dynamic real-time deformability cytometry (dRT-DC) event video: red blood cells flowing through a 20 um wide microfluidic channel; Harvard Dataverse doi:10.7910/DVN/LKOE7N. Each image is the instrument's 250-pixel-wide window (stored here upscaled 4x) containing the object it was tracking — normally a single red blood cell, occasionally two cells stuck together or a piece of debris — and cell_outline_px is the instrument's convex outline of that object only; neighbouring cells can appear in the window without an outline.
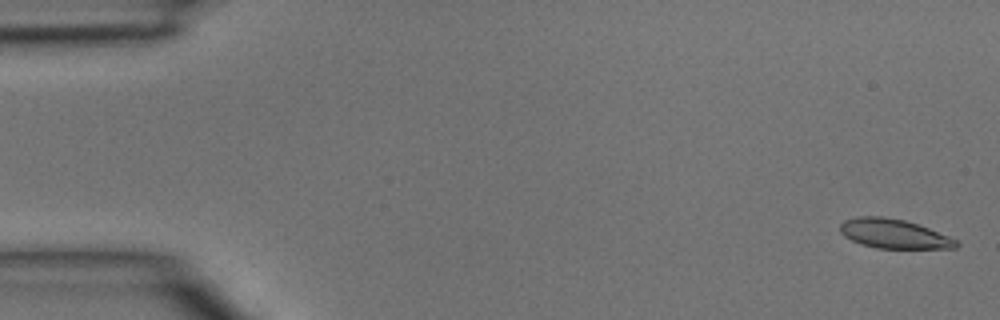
{"species": "common noctule bat (a hibernating species)", "species_latin": "Nyctalus noctula", "temperature_condition": "room temperature", "stored_images_in_passage": 4, "camera_frame_rate_fps": 3000, "um_per_image_px": 0.085, "animal": {"sex": "male", "body_mass_g": 15.6}, "frame": {"image": 1, "passage_image": 1, "time_ms": 0.0, "image_size_px": [1000, 320], "cell_outline_px": [[960, 244], [956, 248], [876, 248], [860, 244], [844, 236], [840, 232], [840, 224], [844, 220], [860, 216], [884, 216], [904, 220], [928, 228], [948, 236], [956, 240]], "centroid_in_image_um": [75.95, 19.87], "position_along_channel_um": 9.1, "area_um2": 19.71}}
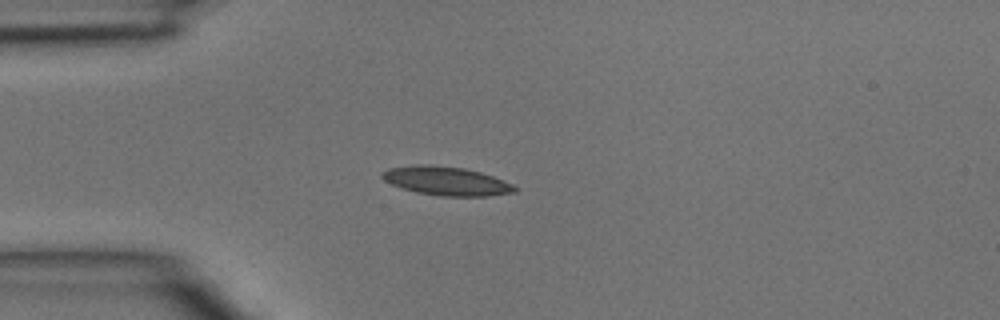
{"frame": {"image": 2, "passage_image": 4, "time_ms": 1.0, "image_size_px": [1000, 320], "cell_outline_px": [[520, 188], [516, 192], [488, 196], [440, 196], [416, 192], [392, 184], [384, 180], [380, 176], [380, 172], [388, 168], [416, 164], [428, 164], [464, 168], [480, 172], [492, 176], [512, 184]], "centroid_in_image_um": [37.93, 15.38], "position_along_channel_um": 47.1, "area_um2": 22.31}}